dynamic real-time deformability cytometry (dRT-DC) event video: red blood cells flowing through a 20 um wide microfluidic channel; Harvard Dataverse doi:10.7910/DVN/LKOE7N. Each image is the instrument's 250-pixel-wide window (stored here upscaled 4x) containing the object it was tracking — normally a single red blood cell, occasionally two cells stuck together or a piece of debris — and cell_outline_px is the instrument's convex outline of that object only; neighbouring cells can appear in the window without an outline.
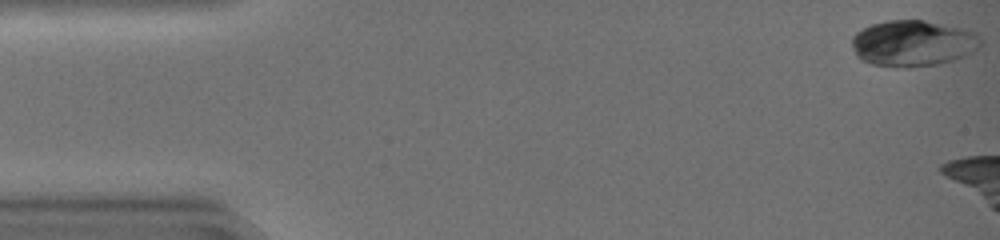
{"species": "common noctule bat (a hibernating species)", "species_latin": "Nyctalus noctula", "temperature_condition": "warm", "stored_images_in_passage": 42, "camera_frame_rate_fps": 3000, "um_per_image_px": 0.085, "animal": {"sex": "female", "body_mass_g": 19.0, "forearm_length_mm": 51.5}, "frame": {"image": 1, "passage_image": 1, "time_ms": 0.0, "image_size_px": [1000, 240], "cell_outline_px": [[984, 44], [972, 52], [964, 56], [940, 64], [908, 68], [872, 64], [860, 60], [856, 56], [852, 44], [852, 36], [856, 32], [872, 24], [888, 20], [924, 20], [976, 32], [984, 40]], "centroid_in_image_um": [77.62, 3.69], "position_along_channel_um": 7.4, "area_um2": 34.8}}
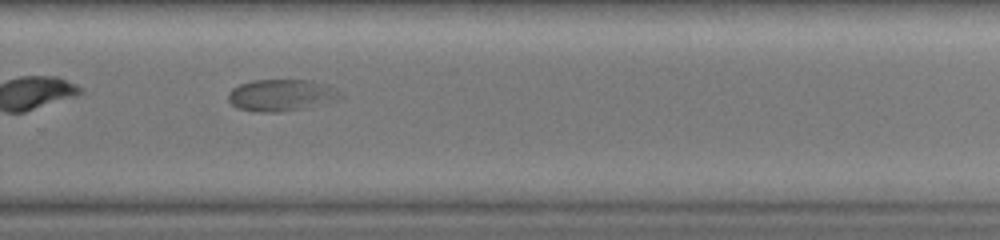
{"frame": {"image": 2, "passage_image": 33, "time_ms": 10.667, "image_size_px": [1000, 240], "cell_outline_px": [[344, 96], [340, 100], [280, 112], [260, 112], [236, 108], [228, 100], [228, 92], [232, 88], [240, 84], [252, 80], [312, 80], [328, 84], [344, 92]], "centroid_in_image_um": [23.96, 8.08], "position_along_channel_um": 305.8, "area_um2": 21.04}}
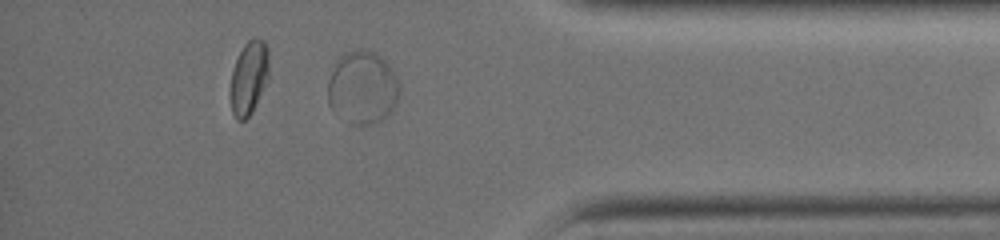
{"frame": {"image": 3, "passage_image": 41, "time_ms": 13.333, "image_size_px": [1000, 240], "cell_outline_px": [[400, 92], [396, 104], [380, 120], [372, 124], [348, 124], [332, 112], [328, 104], [328, 80], [340, 56], [360, 48], [372, 52], [380, 56], [392, 68], [400, 84]], "centroid_in_image_um": [30.8, 7.47], "position_along_channel_um": 404.4, "area_um2": 30.46}}